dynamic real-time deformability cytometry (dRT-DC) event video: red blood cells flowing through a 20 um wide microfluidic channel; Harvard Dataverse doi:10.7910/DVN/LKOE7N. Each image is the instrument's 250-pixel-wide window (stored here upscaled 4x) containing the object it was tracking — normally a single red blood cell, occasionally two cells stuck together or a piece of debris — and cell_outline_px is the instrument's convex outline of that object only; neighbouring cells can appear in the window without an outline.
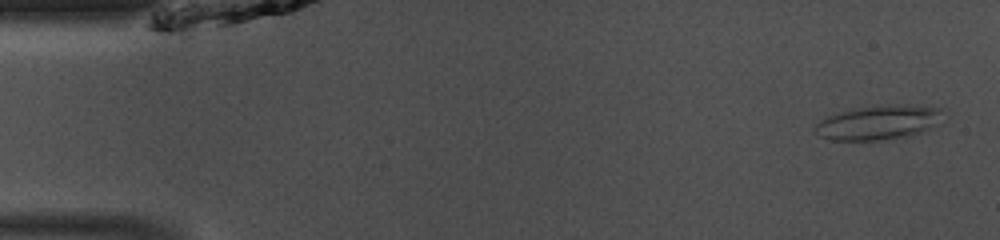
{"species": "common noctule bat (a hibernating species)", "species_latin": "Nyctalus noctula", "temperature_condition": "room temperature", "stored_images_in_passage": 47, "camera_frame_rate_fps": 3000, "um_per_image_px": 0.085, "animal": {"sex": "male", "body_mass_g": 13.0, "forearm_length_mm": 53.1}, "frame": {"image": 1, "passage_image": 2, "time_ms": 0.333, "image_size_px": [1000, 240], "cell_outline_px": [[940, 108], [928, 128], [920, 132], [908, 136], [884, 140], [828, 140], [820, 136], [816, 132], [816, 124], [820, 120], [828, 116], [840, 112], [880, 104], [900, 104]], "centroid_in_image_um": [74.52, 10.42], "position_along_channel_um": 10.5, "area_um2": 24.68}}
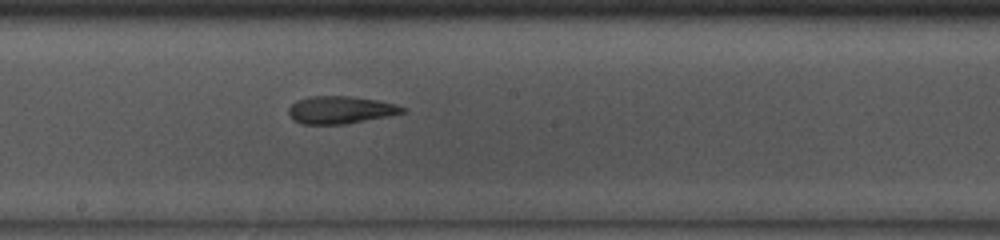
{"frame": {"image": 2, "passage_image": 25, "time_ms": 8.0, "image_size_px": [1000, 240], "cell_outline_px": [[408, 112], [388, 116], [344, 124], [304, 124], [296, 120], [288, 112], [288, 108], [296, 100], [308, 96], [348, 96], [376, 100], [396, 104], [408, 108]], "centroid_in_image_um": [28.98, 9.33], "position_along_channel_um": 219.2, "area_um2": 18.21}}
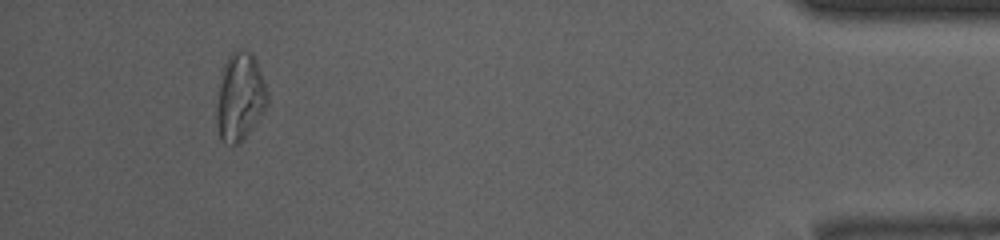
{"frame": {"image": 3, "passage_image": 44, "time_ms": 14.333, "image_size_px": [1000, 240], "cell_outline_px": [[268, 104], [244, 140], [240, 144], [224, 144], [220, 140], [216, 128], [216, 108], [220, 84], [224, 64], [228, 56], [236, 48], [240, 48], [252, 52], [256, 60], [268, 92]], "centroid_in_image_um": [20.39, 8.26], "position_along_channel_um": 414.8, "area_um2": 26.3}, "authors_computed_cell_mechanics": {"area_um2": 20.6346, "velocity_mm_per_s": 4.1355, "shape_relaxation_time_tau1_ms": 4.0178, "shape_relaxation_time_tau2_ms": 3.6018, "deformation_change_tau1": 0.1334, "deformation_change_tau2": 0.1429}}